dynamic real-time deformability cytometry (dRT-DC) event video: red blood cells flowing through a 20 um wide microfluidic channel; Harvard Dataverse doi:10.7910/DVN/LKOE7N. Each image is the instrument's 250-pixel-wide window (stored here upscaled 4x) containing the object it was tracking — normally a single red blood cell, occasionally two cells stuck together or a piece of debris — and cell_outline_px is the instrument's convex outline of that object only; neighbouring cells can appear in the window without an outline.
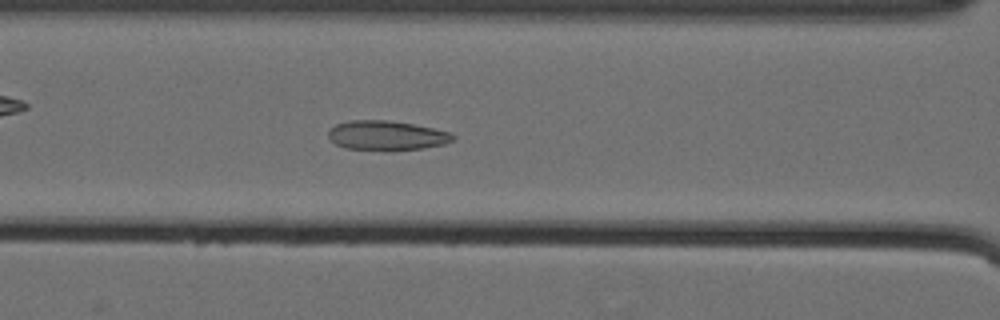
{"species": "Egyptian fruit bat (a non-hibernating species)", "species_latin": "Rousettus aegyptiacus", "temperature_condition": "cold", "stored_images_in_passage": 45, "camera_frame_rate_fps": 3000, "um_per_image_px": 0.085, "animal": {"sex": "female"}, "frame": {"image": 1, "passage_image": 18, "time_ms": 5.667, "image_size_px": [1000, 320], "cell_outline_px": [[456, 136], [452, 140], [444, 144], [424, 148], [392, 152], [344, 148], [336, 144], [328, 136], [328, 132], [336, 124], [352, 120], [388, 120], [412, 124], [452, 132]], "centroid_in_image_um": [32.88, 11.54], "position_along_channel_um": 133.7, "area_um2": 21.79}}
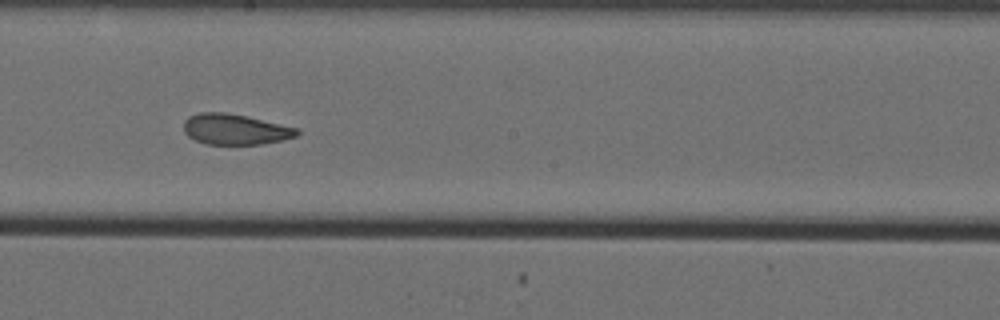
{"frame": {"image": 2, "passage_image": 26, "time_ms": 8.333, "image_size_px": [1000, 320], "cell_outline_px": [[300, 132], [296, 136], [280, 140], [260, 144], [208, 144], [196, 140], [188, 136], [184, 132], [184, 120], [188, 116], [200, 112], [224, 112], [248, 116], [296, 128]], "centroid_in_image_um": [19.94, 10.98], "position_along_channel_um": 228.3, "area_um2": 20.06}}
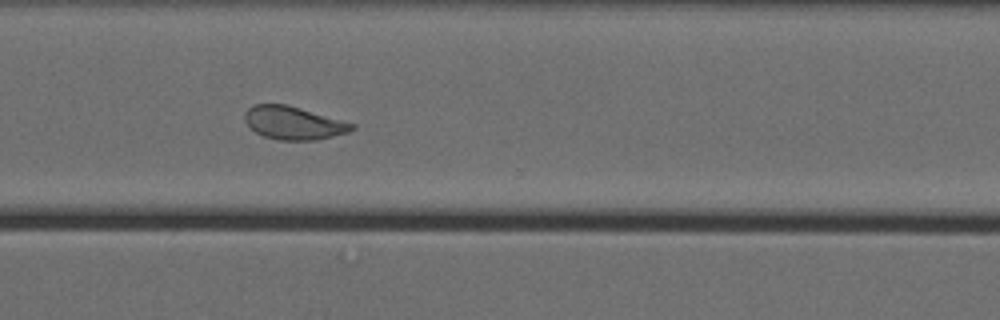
{"frame": {"image": 3, "passage_image": 36, "time_ms": 11.667, "image_size_px": [1000, 320], "cell_outline_px": [[356, 128], [348, 132], [316, 140], [276, 140], [264, 136], [256, 132], [244, 120], [244, 112], [252, 104], [288, 104], [356, 124]], "centroid_in_image_um": [24.95, 10.44], "position_along_channel_um": 345.7, "area_um2": 20.75}, "authors_computed_cell_mechanics": {"area_um2": 21.9062, "velocity_mm_per_s": 3.5429, "shape_relaxation_time_tau1_ms": null, "shape_relaxation_time_tau2_ms": 1.8182, "deformation_change_tau1": null, "deformation_change_tau2": 0.0756}}